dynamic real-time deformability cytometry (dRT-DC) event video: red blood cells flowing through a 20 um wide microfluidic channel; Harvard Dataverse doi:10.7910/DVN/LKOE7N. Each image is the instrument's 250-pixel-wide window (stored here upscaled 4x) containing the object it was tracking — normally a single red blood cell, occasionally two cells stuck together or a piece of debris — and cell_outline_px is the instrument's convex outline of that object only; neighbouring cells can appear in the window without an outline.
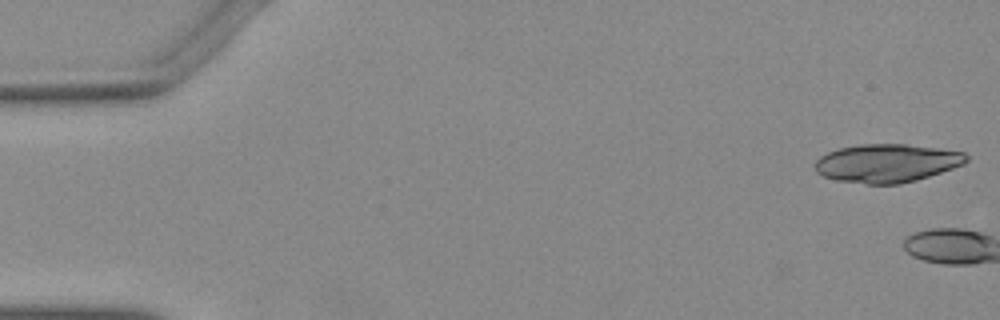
{"species": "Egyptian fruit bat (a non-hibernating species)", "species_latin": "Rousettus aegyptiacus", "temperature_condition": "warm", "stored_images_in_passage": 3, "camera_frame_rate_fps": 3000, "um_per_image_px": 0.085, "animal": {"sex": "female"}, "frame": {"image": 1, "passage_image": 1, "time_ms": 0.0, "image_size_px": [1000, 320], "cell_outline_px": [[968, 160], [964, 164], [916, 180], [900, 184], [868, 184], [836, 180], [824, 176], [816, 172], [816, 160], [820, 156], [828, 152], [840, 148], [860, 144], [904, 144], [936, 148], [964, 152], [968, 156]], "centroid_in_image_um": [75.38, 13.87], "position_along_channel_um": 9.6, "area_um2": 33.58}}